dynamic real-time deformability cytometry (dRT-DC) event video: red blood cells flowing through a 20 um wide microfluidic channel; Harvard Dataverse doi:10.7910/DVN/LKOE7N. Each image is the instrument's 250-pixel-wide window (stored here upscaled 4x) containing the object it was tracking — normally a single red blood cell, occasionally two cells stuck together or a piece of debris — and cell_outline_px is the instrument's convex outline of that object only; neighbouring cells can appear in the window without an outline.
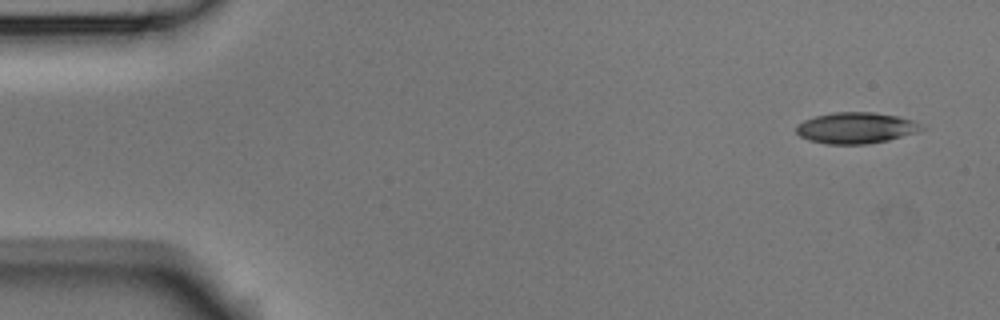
{"species": "Egyptian fruit bat (a non-hibernating species)", "species_latin": "Rousettus aegyptiacus", "temperature_condition": "room temperature", "stored_images_in_passage": 5, "camera_frame_rate_fps": 3000, "um_per_image_px": 0.085, "animal": {"sex": "male"}, "frame": {"image": 1, "passage_image": 1, "time_ms": 0.0, "image_size_px": [1000, 320], "cell_outline_px": [[928, 128], [916, 132], [888, 140], [868, 144], [824, 144], [808, 140], [800, 136], [796, 132], [796, 124], [804, 120], [816, 116], [832, 112], [876, 112], [896, 116], [912, 120]], "centroid_in_image_um": [72.73, 10.87], "position_along_channel_um": 12.3, "area_um2": 22.83}}
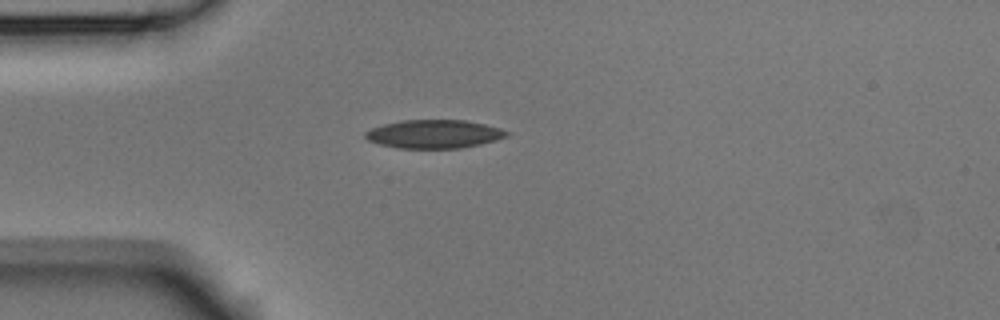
{"frame": {"image": 2, "passage_image": 4, "time_ms": 1.0, "image_size_px": [1000, 320], "cell_outline_px": [[512, 132], [508, 136], [496, 140], [480, 144], [460, 148], [396, 148], [380, 144], [368, 140], [364, 136], [364, 132], [372, 128], [384, 124], [404, 120], [464, 120], [484, 124], [500, 128]], "centroid_in_image_um": [36.92, 11.39], "position_along_channel_um": 48.1, "area_um2": 23.41}}